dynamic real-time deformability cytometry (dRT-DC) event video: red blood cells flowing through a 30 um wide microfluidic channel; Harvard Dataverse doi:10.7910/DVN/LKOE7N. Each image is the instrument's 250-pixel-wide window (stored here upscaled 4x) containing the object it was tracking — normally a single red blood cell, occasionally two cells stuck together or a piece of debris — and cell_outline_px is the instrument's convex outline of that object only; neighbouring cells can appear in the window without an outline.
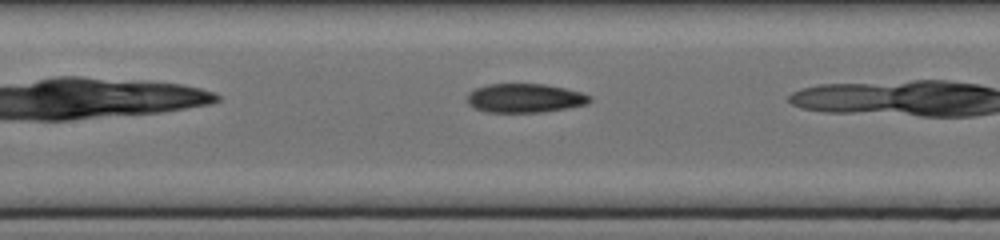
{"species": "common noctule bat (a hibernating species)", "species_latin": "Nyctalus noctula", "temperature_condition": "cold", "stored_images_in_passage": 20, "camera_frame_rate_fps": 3000, "um_per_image_px": 0.085, "animal": {"sex": "female", "body_mass_g": 17.0, "forearm_length_mm": 48.0}, "frame": {"image": 1, "passage_image": 6, "time_ms": 1.667, "image_size_px": [1000, 240], "cell_outline_px": [[592, 100], [588, 104], [568, 108], [544, 112], [488, 112], [472, 108], [468, 104], [468, 92], [476, 88], [488, 84], [544, 84], [564, 88], [580, 92], [592, 96]], "centroid_in_image_um": [44.62, 8.35], "position_along_channel_um": 162.8, "area_um2": 20.81}}
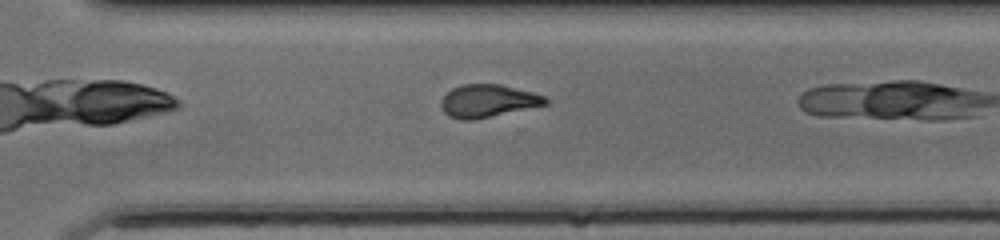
{"frame": {"image": 2, "passage_image": 17, "time_ms": 5.333, "image_size_px": [1000, 240], "cell_outline_px": [[548, 104], [476, 120], [460, 120], [448, 116], [440, 108], [440, 100], [452, 88], [460, 84], [500, 84], [532, 92], [544, 96], [548, 100]], "centroid_in_image_um": [41.43, 8.59], "position_along_channel_um": 329.2, "area_um2": 20.11}}